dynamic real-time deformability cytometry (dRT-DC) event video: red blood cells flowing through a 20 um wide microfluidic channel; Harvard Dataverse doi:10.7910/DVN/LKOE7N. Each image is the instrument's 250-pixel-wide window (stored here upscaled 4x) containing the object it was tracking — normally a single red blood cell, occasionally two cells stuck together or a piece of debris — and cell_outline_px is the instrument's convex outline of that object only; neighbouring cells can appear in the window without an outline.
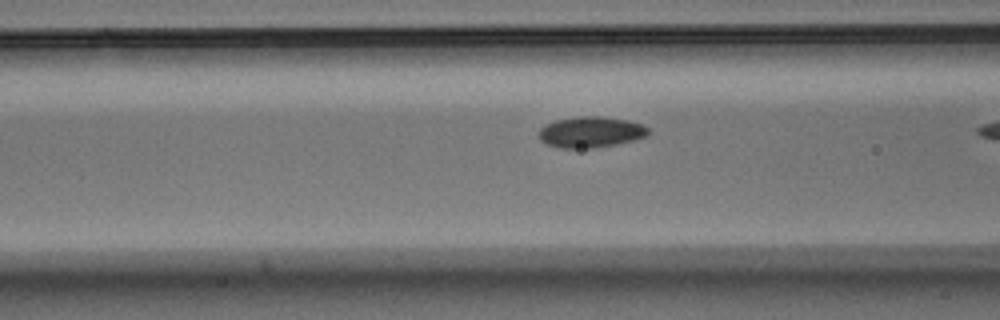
{"species": "Egyptian fruit bat (a non-hibernating species)", "species_latin": "Rousettus aegyptiacus", "temperature_condition": "warm", "stored_images_in_passage": 22, "camera_frame_rate_fps": 3000, "um_per_image_px": 0.085, "animal": {"sex": "male"}, "frame": {"image": 1, "passage_image": 19, "time_ms": 6.0, "image_size_px": [1000, 320], "cell_outline_px": [[648, 136], [616, 144], [592, 148], [560, 148], [544, 144], [536, 136], [536, 132], [544, 124], [556, 120], [576, 116], [604, 116], [628, 120], [640, 124], [648, 128]], "centroid_in_image_um": [50.13, 11.22], "position_along_channel_um": 116.5, "area_um2": 20.06}}